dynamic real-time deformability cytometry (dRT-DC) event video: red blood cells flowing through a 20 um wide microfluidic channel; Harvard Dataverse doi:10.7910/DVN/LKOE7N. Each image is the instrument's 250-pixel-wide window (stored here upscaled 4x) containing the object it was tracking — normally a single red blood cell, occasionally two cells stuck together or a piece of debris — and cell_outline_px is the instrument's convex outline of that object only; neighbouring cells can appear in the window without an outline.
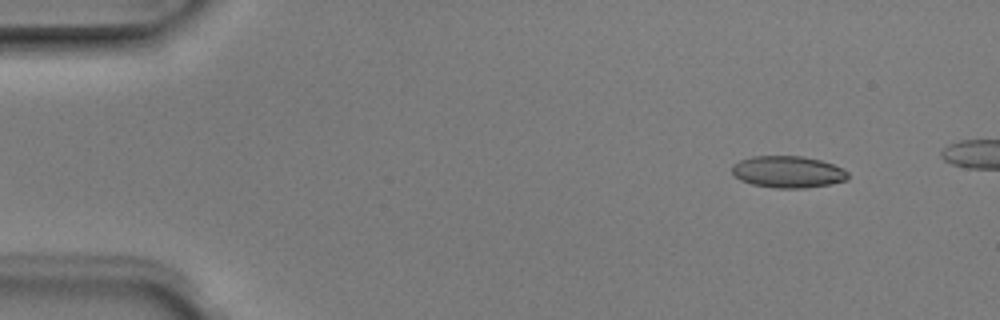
{"species": "Egyptian fruit bat (a non-hibernating species)", "species_latin": "Rousettus aegyptiacus", "temperature_condition": "room temperature", "stored_images_in_passage": 4, "camera_frame_rate_fps": 3000, "um_per_image_px": 0.085, "animal": {"sex": "male"}, "frame": {"image": 1, "passage_image": 1, "time_ms": 0.0, "image_size_px": [1000, 320], "cell_outline_px": [[848, 180], [828, 184], [804, 188], [776, 188], [752, 184], [740, 180], [732, 172], [732, 164], [740, 160], [752, 156], [804, 156], [820, 160], [832, 164], [848, 172]], "centroid_in_image_um": [66.95, 14.6], "position_along_channel_um": 18.0, "area_um2": 21.39}}